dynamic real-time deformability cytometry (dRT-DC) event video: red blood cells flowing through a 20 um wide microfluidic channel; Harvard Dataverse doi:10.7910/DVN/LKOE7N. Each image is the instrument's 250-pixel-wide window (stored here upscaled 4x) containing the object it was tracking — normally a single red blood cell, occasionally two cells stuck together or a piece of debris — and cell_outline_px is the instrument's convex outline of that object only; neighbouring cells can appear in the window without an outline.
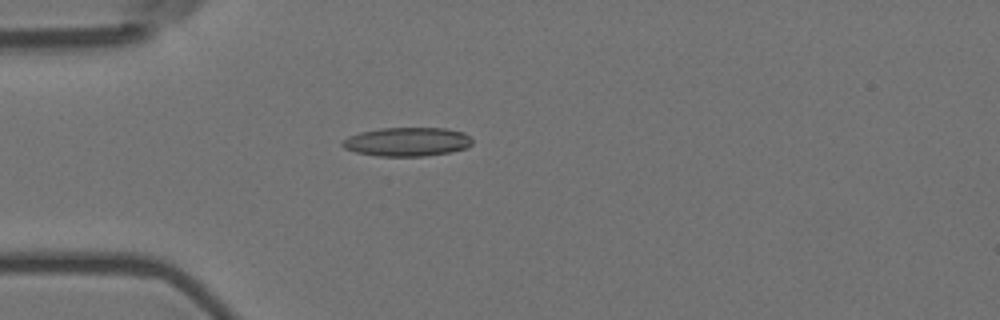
{"species": "Egyptian fruit bat (a non-hibernating species)", "species_latin": "Rousettus aegyptiacus", "temperature_condition": "room temperature", "stored_images_in_passage": 5, "camera_frame_rate_fps": 3000, "um_per_image_px": 0.085, "animal": {"sex": "female"}, "frame": {"image": 1, "passage_image": 4, "time_ms": 1.0, "image_size_px": [1000, 320], "cell_outline_px": [[472, 144], [468, 148], [448, 152], [424, 156], [376, 156], [356, 152], [344, 148], [340, 144], [348, 136], [360, 132], [380, 128], [444, 128], [464, 132], [472, 140]], "centroid_in_image_um": [34.6, 12.05], "position_along_channel_um": 50.4, "area_um2": 21.85}}